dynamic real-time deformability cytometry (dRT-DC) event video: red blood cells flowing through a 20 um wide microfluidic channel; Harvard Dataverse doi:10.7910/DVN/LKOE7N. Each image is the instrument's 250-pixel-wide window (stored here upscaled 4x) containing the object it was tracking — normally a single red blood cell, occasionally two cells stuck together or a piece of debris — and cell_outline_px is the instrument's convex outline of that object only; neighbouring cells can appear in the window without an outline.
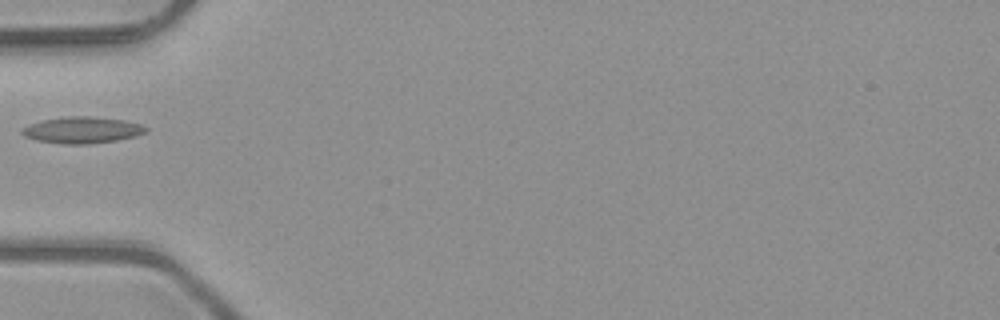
{"species": "common noctule bat (a hibernating species)", "species_latin": "Nyctalus noctula", "temperature_condition": "room temperature", "stored_images_in_passage": 3, "camera_frame_rate_fps": 3000, "um_per_image_px": 0.085, "animal": {"sex": "male", "body_mass_g": 23.1, "forearm_length_mm": 52.7}, "frame": {"image": 1, "passage_image": 2, "time_ms": 0.333, "image_size_px": [1000, 320], "cell_outline_px": [[148, 128], [144, 132], [136, 136], [116, 140], [88, 144], [64, 144], [36, 140], [24, 136], [20, 132], [20, 128], [28, 124], [44, 120], [64, 116], [92, 116], [124, 120], [140, 124]], "centroid_in_image_um": [6.94, 11.05], "position_along_channel_um": 78.1, "area_um2": 19.13}}
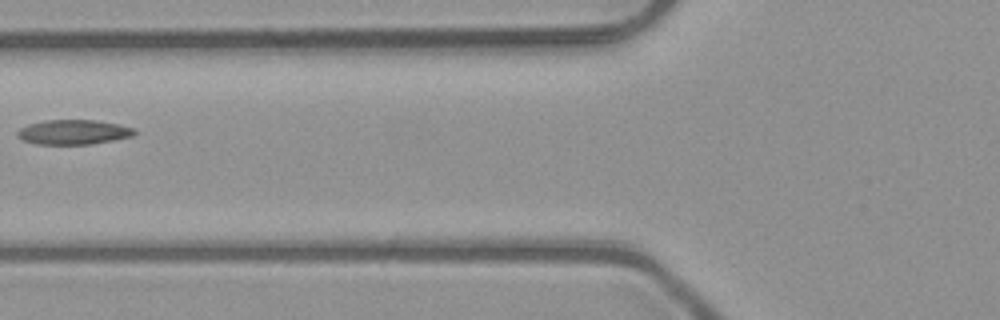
{"frame": {"image": 2, "passage_image": 3, "time_ms": 0.667, "image_size_px": [1000, 320], "cell_outline_px": [[136, 132], [132, 136], [92, 144], [36, 144], [24, 140], [16, 136], [16, 132], [20, 128], [28, 124], [44, 120], [96, 120], [120, 124], [132, 128]], "centroid_in_image_um": [6.21, 11.22], "position_along_channel_um": 119.6, "area_um2": 16.82}}